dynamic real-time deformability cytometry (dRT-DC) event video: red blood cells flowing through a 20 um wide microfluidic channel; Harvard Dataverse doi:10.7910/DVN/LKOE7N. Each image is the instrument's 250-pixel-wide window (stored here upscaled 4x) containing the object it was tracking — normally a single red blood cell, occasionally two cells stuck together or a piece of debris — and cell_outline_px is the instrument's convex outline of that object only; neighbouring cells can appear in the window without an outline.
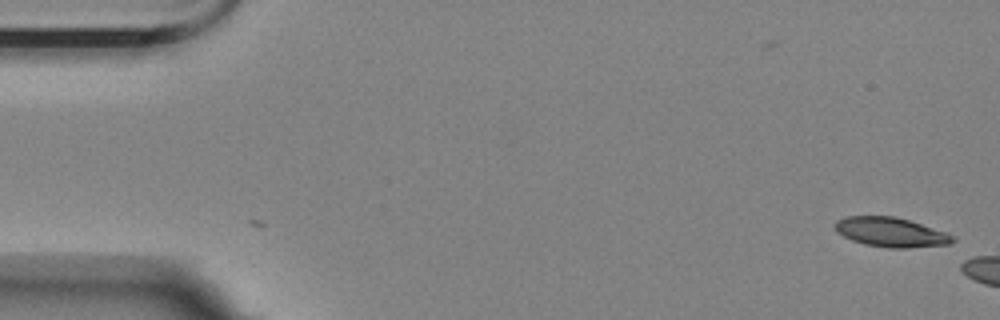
{"species": "Egyptian fruit bat (a non-hibernating species)", "species_latin": "Rousettus aegyptiacus", "temperature_condition": "room temperature", "stored_images_in_passage": 6, "camera_frame_rate_fps": 3000, "um_per_image_px": 0.085, "animal": {"sex": "female"}, "frame": {"image": 1, "passage_image": 6, "time_ms": 1.667, "image_size_px": [1000, 320], "cell_outline_px": [[956, 240], [948, 244], [908, 248], [888, 248], [864, 244], [852, 240], [836, 232], [836, 220], [848, 216], [896, 216], [948, 232], [956, 236]], "centroid_in_image_um": [75.77, 19.73], "position_along_channel_um": 9.2, "area_um2": 20.35}}